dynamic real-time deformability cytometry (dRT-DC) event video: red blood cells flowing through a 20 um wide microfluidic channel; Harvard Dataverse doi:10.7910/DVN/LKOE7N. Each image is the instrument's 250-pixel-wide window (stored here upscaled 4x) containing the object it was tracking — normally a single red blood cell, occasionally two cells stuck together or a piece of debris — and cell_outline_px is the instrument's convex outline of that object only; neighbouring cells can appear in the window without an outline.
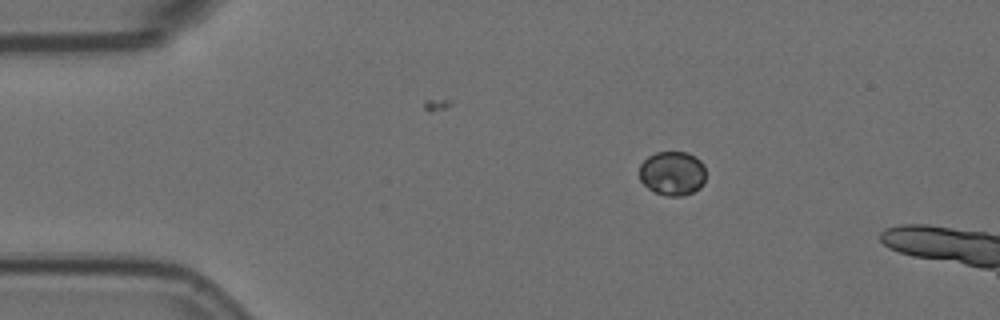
{"species": "Egyptian fruit bat (a non-hibernating species)", "species_latin": "Rousettus aegyptiacus", "temperature_condition": "room temperature", "stored_images_in_passage": 3, "camera_frame_rate_fps": 3000, "um_per_image_px": 0.085, "animal": {"sex": "female"}, "frame": {"image": 1, "passage_image": 1, "time_ms": 0.0, "image_size_px": [1000, 320], "cell_outline_px": [[704, 184], [700, 188], [684, 196], [668, 196], [656, 192], [648, 188], [640, 180], [640, 164], [648, 156], [656, 152], [688, 152], [696, 156], [704, 164]], "centroid_in_image_um": [57.17, 14.72], "position_along_channel_um": 27.8, "area_um2": 17.22}}